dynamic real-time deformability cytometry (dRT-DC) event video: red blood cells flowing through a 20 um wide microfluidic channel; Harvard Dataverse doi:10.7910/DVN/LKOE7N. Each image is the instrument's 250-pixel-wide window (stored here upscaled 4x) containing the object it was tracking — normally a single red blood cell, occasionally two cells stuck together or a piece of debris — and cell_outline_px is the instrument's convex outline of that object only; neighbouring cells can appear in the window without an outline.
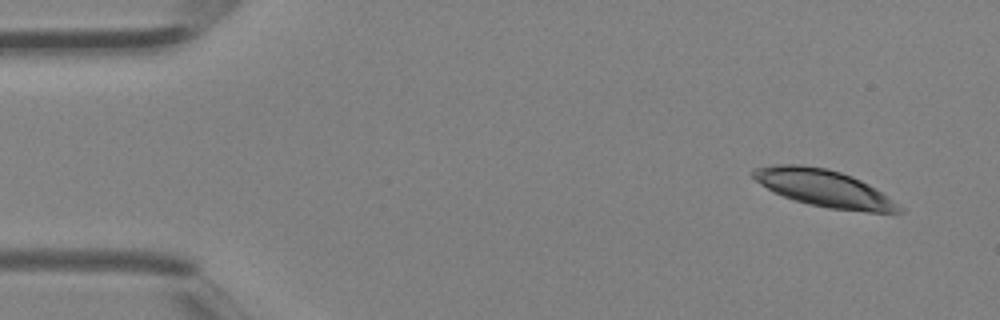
{"species": "Egyptian fruit bat (a non-hibernating species)", "species_latin": "Rousettus aegyptiacus", "temperature_condition": "room temperature", "stored_images_in_passage": 4, "camera_frame_rate_fps": 3000, "um_per_image_px": 0.085, "animal": {"sex": "female"}, "frame": {"image": 1, "passage_image": 4, "time_ms": 1.0, "image_size_px": [1000, 320], "cell_outline_px": [[904, 212], [868, 212], [828, 208], [808, 204], [784, 196], [760, 184], [752, 176], [752, 168], [772, 164], [804, 164], [828, 168], [852, 176], [868, 184], [904, 208]], "centroid_in_image_um": [70.01, 15.98], "position_along_channel_um": 15.0, "area_um2": 31.33}}